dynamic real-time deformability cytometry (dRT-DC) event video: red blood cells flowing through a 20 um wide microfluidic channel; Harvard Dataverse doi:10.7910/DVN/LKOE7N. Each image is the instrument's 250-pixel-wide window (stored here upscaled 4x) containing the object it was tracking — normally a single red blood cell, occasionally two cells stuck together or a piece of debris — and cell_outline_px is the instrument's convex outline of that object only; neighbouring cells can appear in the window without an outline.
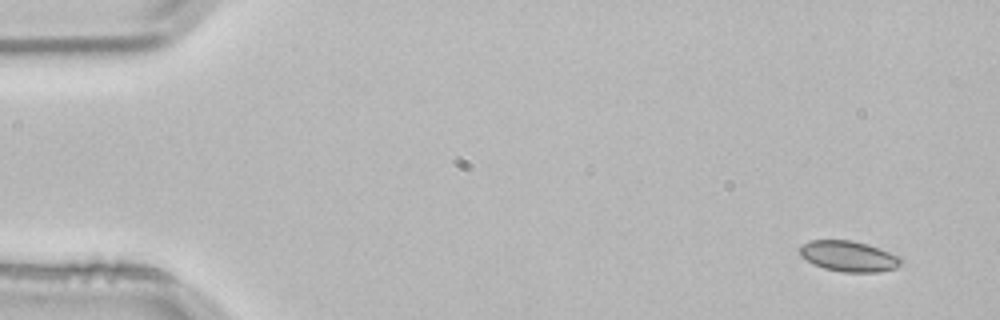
{"species": "common noctule bat (a hibernating species)", "species_latin": "Nyctalus noctula", "temperature_condition": "room temperature", "stored_images_in_passage": 4, "segment_of_instrument_passage": [1, 2], "camera_frame_rate_fps": 3000, "um_per_image_px": 0.085, "animal": {"sex": "male", "body_mass_g": 21.5, "forearm_length_mm": 52.0}, "frame": {"image": 1, "passage_image": 1, "time_ms": 0.0, "image_size_px": [1000, 320], "cell_outline_px": [[904, 260], [896, 268], [880, 272], [844, 272], [824, 268], [800, 256], [800, 248], [808, 240], [852, 240], [868, 244], [900, 256]], "centroid_in_image_um": [72.18, 21.77], "position_along_channel_um": 12.8, "area_um2": 18.03}}
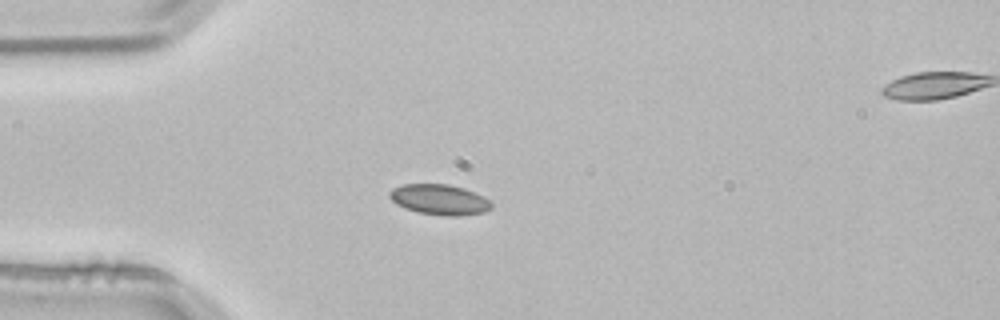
{"frame": {"image": 2, "passage_image": 3, "time_ms": 0.667, "image_size_px": [1000, 320], "cell_outline_px": [[492, 208], [484, 212], [460, 216], [444, 216], [416, 212], [404, 208], [396, 204], [388, 196], [388, 192], [392, 188], [404, 184], [448, 184], [464, 188], [484, 196], [492, 204]], "centroid_in_image_um": [37.34, 16.97], "position_along_channel_um": 47.7, "area_um2": 18.26}}